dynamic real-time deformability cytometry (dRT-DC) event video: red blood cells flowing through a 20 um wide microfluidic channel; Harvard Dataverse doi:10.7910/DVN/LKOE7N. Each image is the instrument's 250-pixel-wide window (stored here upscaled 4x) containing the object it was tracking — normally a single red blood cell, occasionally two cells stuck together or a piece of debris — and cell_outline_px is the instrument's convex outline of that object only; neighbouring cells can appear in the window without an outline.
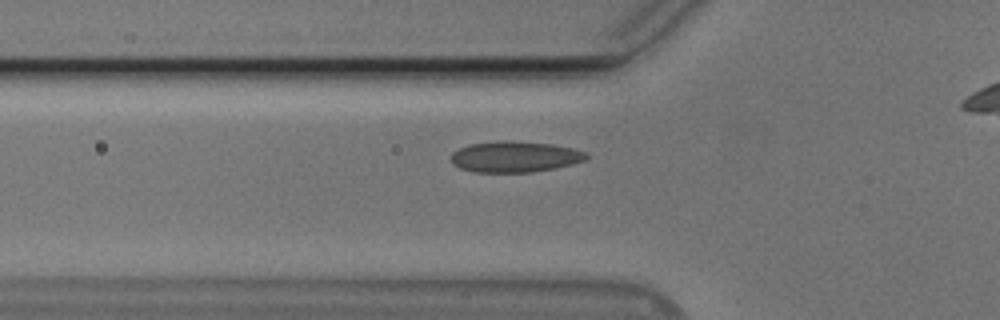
{"species": "Egyptian fruit bat (a non-hibernating species)", "species_latin": "Rousettus aegyptiacus", "temperature_condition": "cold", "stored_images_in_passage": 31, "camera_frame_rate_fps": 3000, "um_per_image_px": 0.085, "animal": {"sex": "male"}, "frame": {"image": 1, "passage_image": 2, "time_ms": 0.333, "image_size_px": [1000, 320], "cell_outline_px": [[588, 156], [584, 160], [572, 164], [556, 168], [532, 172], [476, 172], [460, 168], [452, 164], [452, 152], [468, 144], [500, 140], [512, 140], [552, 144], [572, 148], [588, 152]], "centroid_in_image_um": [43.77, 13.31], "position_along_channel_um": 82.0, "area_um2": 24.57}}
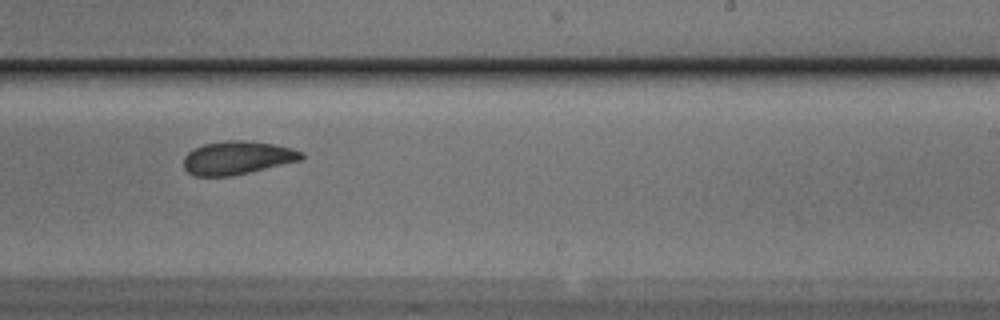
{"frame": {"image": 2, "passage_image": 17, "time_ms": 5.333, "image_size_px": [1000, 320], "cell_outline_px": [[304, 156], [300, 160], [232, 176], [196, 176], [188, 172], [184, 168], [184, 156], [192, 148], [204, 144], [224, 140], [244, 140], [272, 144], [292, 148], [304, 152]], "centroid_in_image_um": [20.14, 13.4], "position_along_channel_um": 268.9, "area_um2": 22.83}}
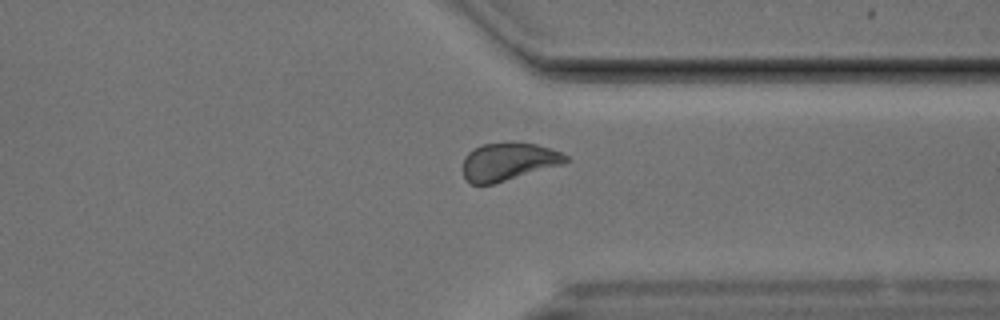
{"frame": {"image": 3, "passage_image": 25, "time_ms": 8.0, "image_size_px": [1000, 320], "cell_outline_px": [[568, 160], [564, 164], [492, 184], [472, 184], [464, 176], [464, 156], [472, 148], [480, 144], [536, 144], [552, 148], [568, 156]], "centroid_in_image_um": [43.22, 13.75], "position_along_channel_um": 368.2, "area_um2": 22.25}}